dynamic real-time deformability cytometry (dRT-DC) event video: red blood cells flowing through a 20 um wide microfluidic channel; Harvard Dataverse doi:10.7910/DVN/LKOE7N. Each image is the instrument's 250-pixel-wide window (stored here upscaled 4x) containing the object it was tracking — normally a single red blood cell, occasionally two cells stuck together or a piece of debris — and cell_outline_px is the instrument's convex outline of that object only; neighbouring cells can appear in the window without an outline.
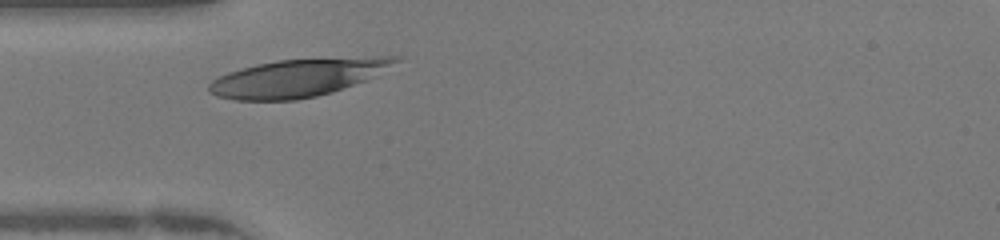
{"species": "human", "species_latin": "Homo sapiens", "temperature_condition": "warm", "stored_images_in_passage": 28, "camera_frame_rate_fps": 3000, "um_per_image_px": 0.085, "donor": {"sex": "female"}, "frame": {"image": 1, "passage_image": 4, "time_ms": 1.0, "image_size_px": [1000, 240], "cell_outline_px": [[404, 56], [400, 60], [364, 80], [332, 92], [316, 96], [296, 100], [236, 100], [216, 96], [208, 92], [208, 84], [212, 80], [228, 72], [256, 64], [276, 60], [380, 56]], "centroid_in_image_um": [25.24, 6.61], "position_along_channel_um": 59.8, "area_um2": 40.58}}
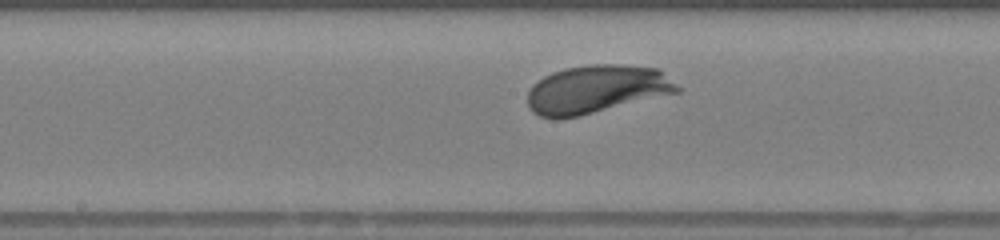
{"frame": {"image": 2, "passage_image": 14, "time_ms": 4.333, "image_size_px": [1000, 240], "cell_outline_px": [[680, 92], [580, 116], [556, 120], [540, 116], [532, 112], [528, 104], [528, 92], [532, 84], [544, 76], [552, 72], [568, 68], [588, 64], [620, 64], [660, 68], [680, 88]], "centroid_in_image_um": [50.7, 7.59], "position_along_channel_um": 197.5, "area_um2": 42.43}}
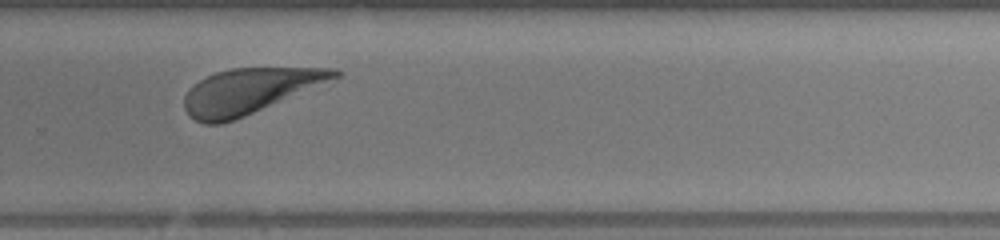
{"frame": {"image": 3, "passage_image": 22, "time_ms": 7.0, "image_size_px": [1000, 240], "cell_outline_px": [[344, 72], [340, 76], [244, 116], [220, 124], [204, 124], [188, 116], [184, 108], [184, 96], [188, 88], [192, 84], [216, 72], [232, 68], [336, 68]], "centroid_in_image_um": [21.14, 7.73], "position_along_channel_um": 308.7, "area_um2": 39.07}, "authors_computed_cell_mechanics": {"area_um2": 40.6334, "velocity_mm_per_s": 4.1601, "shape_relaxation_time_tau1_ms": 0.9232, "shape_relaxation_time_tau2_ms": null, "deformation_change_tau1": 0.1062, "deformation_change_tau2": null}}